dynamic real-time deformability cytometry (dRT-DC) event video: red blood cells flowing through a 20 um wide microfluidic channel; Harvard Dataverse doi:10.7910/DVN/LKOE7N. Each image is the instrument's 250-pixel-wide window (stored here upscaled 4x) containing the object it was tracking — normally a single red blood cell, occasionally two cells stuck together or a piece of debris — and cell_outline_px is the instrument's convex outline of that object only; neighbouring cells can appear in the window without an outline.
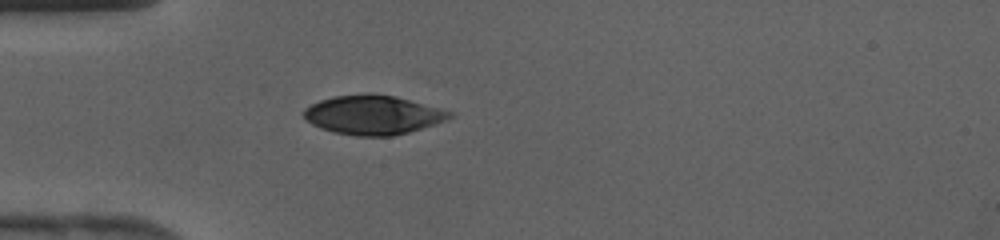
{"species": "human", "species_latin": "Homo sapiens", "temperature_condition": "cold", "stored_images_in_passage": 34, "camera_frame_rate_fps": 3000, "um_per_image_px": 0.085, "donor": {"sex": "female"}, "frame": {"image": 1, "passage_image": 4, "time_ms": 1.0, "image_size_px": [1000, 240], "cell_outline_px": [[456, 116], [448, 120], [408, 132], [392, 136], [356, 136], [332, 132], [320, 128], [312, 124], [304, 116], [304, 108], [320, 100], [332, 96], [368, 92], [396, 96], [452, 112]], "centroid_in_image_um": [31.7, 9.76], "position_along_channel_um": 53.3, "area_um2": 33.47}}
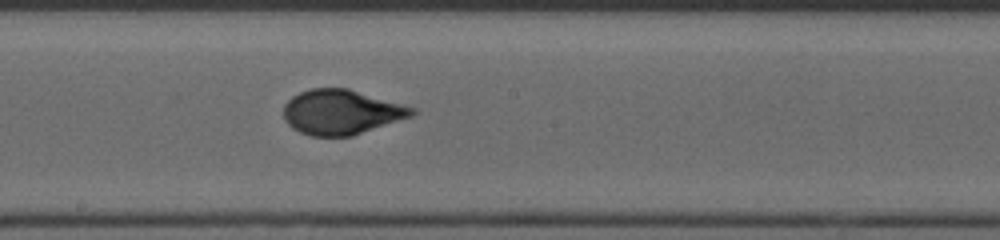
{"frame": {"image": 2, "passage_image": 15, "time_ms": 4.667, "image_size_px": [1000, 240], "cell_outline_px": [[416, 112], [412, 116], [352, 136], [312, 136], [300, 132], [292, 128], [284, 120], [284, 104], [292, 96], [300, 92], [312, 88], [348, 88], [416, 108]], "centroid_in_image_um": [29.0, 9.52], "position_along_channel_um": 219.2, "area_um2": 33.47}}
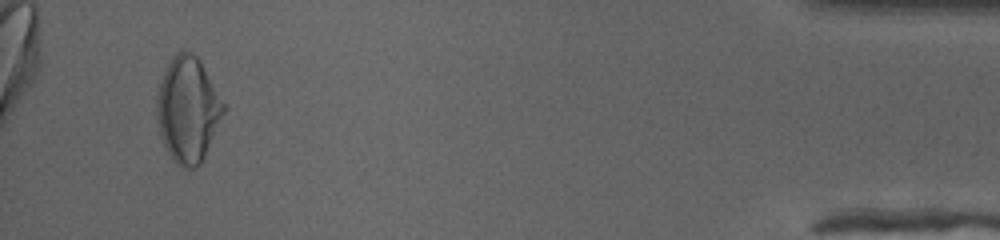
{"frame": {"image": 3, "passage_image": 32, "time_ms": 10.333, "image_size_px": [1000, 240], "cell_outline_px": [[228, 108], [200, 164], [196, 168], [180, 168], [172, 160], [164, 144], [160, 132], [156, 116], [156, 96], [160, 80], [172, 56], [176, 52], [192, 52], [200, 60]], "centroid_in_image_um": [15.98, 9.32], "position_along_channel_um": 419.2, "area_um2": 41.33}}